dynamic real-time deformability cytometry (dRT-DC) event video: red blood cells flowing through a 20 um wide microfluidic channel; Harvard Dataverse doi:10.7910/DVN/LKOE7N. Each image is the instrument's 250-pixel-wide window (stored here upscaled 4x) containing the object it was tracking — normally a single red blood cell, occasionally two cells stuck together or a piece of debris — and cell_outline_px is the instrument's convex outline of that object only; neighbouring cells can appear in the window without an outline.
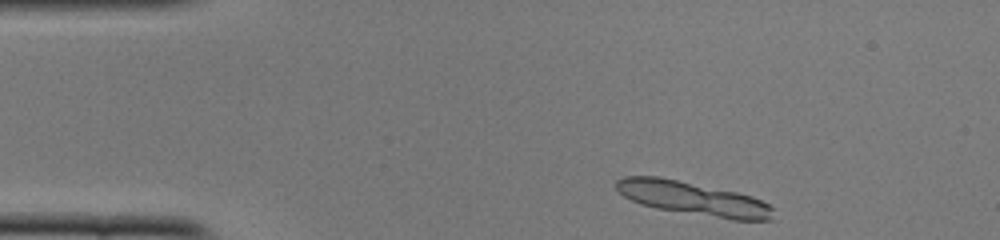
{"species": "common noctule bat (a hibernating species)", "species_latin": "Nyctalus noctula", "temperature_condition": "cold", "stored_images_in_passage": 7, "camera_frame_rate_fps": 3000, "um_per_image_px": 0.085, "animal": {"sex": "female", "body_mass_g": 22.0, "forearm_length_mm": 56.7}, "frame": {"image": 1, "passage_image": 2, "time_ms": 0.333, "image_size_px": [1000, 240], "cell_outline_px": [[772, 220], [732, 220], [656, 208], [640, 204], [624, 196], [612, 184], [616, 180], [624, 176], [660, 176], [736, 192], [752, 196], [768, 204], [772, 208]], "centroid_in_image_um": [58.86, 16.86], "position_along_channel_um": 26.1, "area_um2": 30.63}}